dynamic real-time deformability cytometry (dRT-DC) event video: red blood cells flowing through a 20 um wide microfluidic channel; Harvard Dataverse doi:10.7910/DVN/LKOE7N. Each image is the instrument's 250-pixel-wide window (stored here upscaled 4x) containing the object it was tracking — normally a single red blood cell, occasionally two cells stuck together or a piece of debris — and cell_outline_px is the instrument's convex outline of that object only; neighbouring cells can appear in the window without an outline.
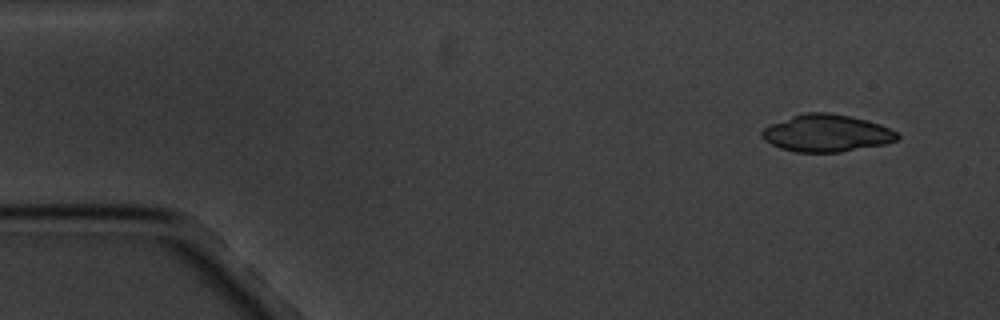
{"species": "common noctule bat (a hibernating species)", "species_latin": "Nyctalus noctula", "temperature_condition": "cold", "stored_images_in_passage": 16, "camera_frame_rate_fps": 3000, "um_per_image_px": 0.085, "animal": {"sex": "male", "body_mass_g": 20.1, "forearm_length_mm": 53.5}, "frame": {"image": 1, "passage_image": 1, "time_ms": 0.0, "image_size_px": [1000, 320], "cell_outline_px": [[900, 136], [896, 140], [884, 144], [840, 152], [796, 152], [780, 148], [764, 140], [760, 136], [760, 132], [764, 128], [772, 124], [792, 116], [804, 112], [828, 112], [848, 116], [880, 124], [896, 132]], "centroid_in_image_um": [70.23, 11.32], "position_along_channel_um": 14.8, "area_um2": 29.07}}